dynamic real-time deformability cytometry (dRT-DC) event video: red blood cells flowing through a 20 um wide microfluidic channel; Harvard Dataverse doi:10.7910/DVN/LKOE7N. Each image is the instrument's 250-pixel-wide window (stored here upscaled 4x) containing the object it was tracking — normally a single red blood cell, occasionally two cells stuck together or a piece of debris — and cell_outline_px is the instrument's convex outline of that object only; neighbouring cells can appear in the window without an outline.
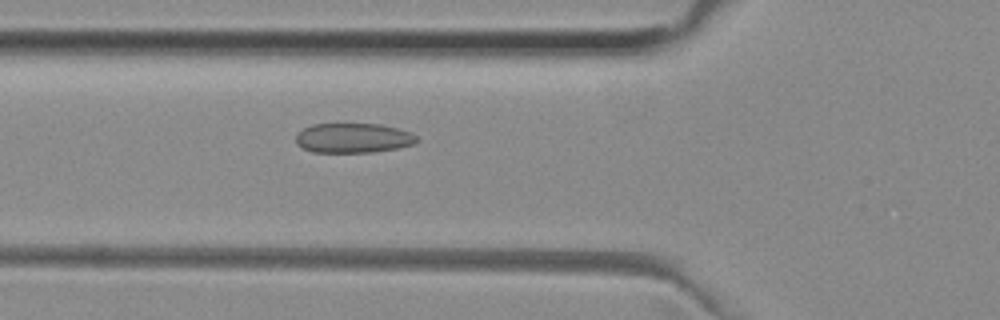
{"species": "common noctule bat (a hibernating species)", "species_latin": "Nyctalus noctula", "temperature_condition": "room temperature", "stored_images_in_passage": 51, "camera_frame_rate_fps": 3000, "um_per_image_px": 0.085, "animal": {"sex": "female", "body_mass_g": 29.2, "forearm_length_mm": 56.3}, "frame": {"image": 1, "passage_image": 18, "time_ms": 5.667, "image_size_px": [1000, 320], "cell_outline_px": [[420, 140], [412, 144], [400, 148], [372, 152], [312, 152], [296, 144], [296, 132], [312, 124], [380, 124], [412, 132]], "centroid_in_image_um": [30.02, 11.73], "position_along_channel_um": 95.8, "area_um2": 21.04}}
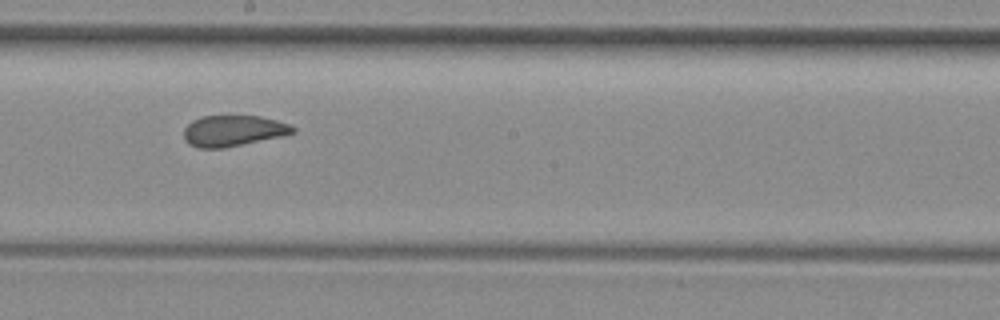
{"frame": {"image": 2, "passage_image": 28, "time_ms": 9.0, "image_size_px": [1000, 320], "cell_outline_px": [[296, 132], [280, 136], [224, 148], [196, 148], [188, 144], [184, 140], [184, 128], [192, 120], [204, 116], [260, 116], [276, 120], [288, 124], [296, 128]], "centroid_in_image_um": [19.78, 11.12], "position_along_channel_um": 228.4, "area_um2": 19.59}}
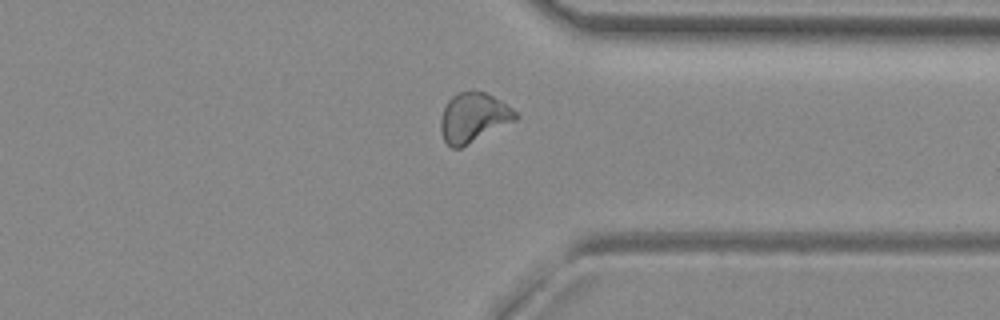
{"frame": {"image": 3, "passage_image": 39, "time_ms": 12.667, "image_size_px": [1000, 320], "cell_outline_px": [[520, 116], [516, 120], [460, 148], [452, 148], [444, 140], [440, 132], [440, 120], [444, 108], [448, 100], [452, 96], [460, 92], [484, 92], [500, 100], [512, 108]], "centroid_in_image_um": [40.23, 10.0], "position_along_channel_um": 371.2, "area_um2": 21.33}, "authors_computed_cell_mechanics": {"area_um2": 21.0392, "velocity_mm_per_s": 3.9733, "shape_relaxation_time_tau1_ms": null, "shape_relaxation_time_tau2_ms": 1.0882, "deformation_change_tau1": null, "deformation_change_tau2": 0.0683}}